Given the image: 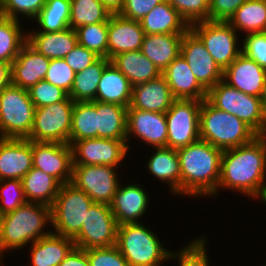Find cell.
Listing matches in <instances>:
<instances>
[{"mask_svg": "<svg viewBox=\"0 0 266 266\" xmlns=\"http://www.w3.org/2000/svg\"><path fill=\"white\" fill-rule=\"evenodd\" d=\"M174 98L165 78L160 77L132 86V97L128 108L166 113Z\"/></svg>", "mask_w": 266, "mask_h": 266, "instance_id": "cb8c5ba5", "label": "cell"}, {"mask_svg": "<svg viewBox=\"0 0 266 266\" xmlns=\"http://www.w3.org/2000/svg\"><path fill=\"white\" fill-rule=\"evenodd\" d=\"M34 112L28 90L13 84L4 88L0 94V138L27 139Z\"/></svg>", "mask_w": 266, "mask_h": 266, "instance_id": "ba28073f", "label": "cell"}, {"mask_svg": "<svg viewBox=\"0 0 266 266\" xmlns=\"http://www.w3.org/2000/svg\"><path fill=\"white\" fill-rule=\"evenodd\" d=\"M90 266H129L116 245L107 248L86 249Z\"/></svg>", "mask_w": 266, "mask_h": 266, "instance_id": "c3c4849f", "label": "cell"}, {"mask_svg": "<svg viewBox=\"0 0 266 266\" xmlns=\"http://www.w3.org/2000/svg\"><path fill=\"white\" fill-rule=\"evenodd\" d=\"M206 100L215 108L235 115L258 135L266 130V112L260 97L244 94L220 80L207 91Z\"/></svg>", "mask_w": 266, "mask_h": 266, "instance_id": "8992f818", "label": "cell"}, {"mask_svg": "<svg viewBox=\"0 0 266 266\" xmlns=\"http://www.w3.org/2000/svg\"><path fill=\"white\" fill-rule=\"evenodd\" d=\"M12 84V63L0 61V94Z\"/></svg>", "mask_w": 266, "mask_h": 266, "instance_id": "db71d44e", "label": "cell"}, {"mask_svg": "<svg viewBox=\"0 0 266 266\" xmlns=\"http://www.w3.org/2000/svg\"><path fill=\"white\" fill-rule=\"evenodd\" d=\"M97 101L75 102L70 141L97 138Z\"/></svg>", "mask_w": 266, "mask_h": 266, "instance_id": "8d00e7d4", "label": "cell"}, {"mask_svg": "<svg viewBox=\"0 0 266 266\" xmlns=\"http://www.w3.org/2000/svg\"><path fill=\"white\" fill-rule=\"evenodd\" d=\"M132 97V85L128 78L109 62L98 83L95 101L128 107Z\"/></svg>", "mask_w": 266, "mask_h": 266, "instance_id": "f1b7e54d", "label": "cell"}, {"mask_svg": "<svg viewBox=\"0 0 266 266\" xmlns=\"http://www.w3.org/2000/svg\"><path fill=\"white\" fill-rule=\"evenodd\" d=\"M210 0H169L180 16L190 26L193 23L209 20Z\"/></svg>", "mask_w": 266, "mask_h": 266, "instance_id": "f6af8a7d", "label": "cell"}, {"mask_svg": "<svg viewBox=\"0 0 266 266\" xmlns=\"http://www.w3.org/2000/svg\"><path fill=\"white\" fill-rule=\"evenodd\" d=\"M175 99L203 101L207 91L199 84L188 63L180 54L162 72Z\"/></svg>", "mask_w": 266, "mask_h": 266, "instance_id": "603a6c76", "label": "cell"}, {"mask_svg": "<svg viewBox=\"0 0 266 266\" xmlns=\"http://www.w3.org/2000/svg\"><path fill=\"white\" fill-rule=\"evenodd\" d=\"M184 34H145L141 52L163 72L180 55Z\"/></svg>", "mask_w": 266, "mask_h": 266, "instance_id": "f546056e", "label": "cell"}, {"mask_svg": "<svg viewBox=\"0 0 266 266\" xmlns=\"http://www.w3.org/2000/svg\"><path fill=\"white\" fill-rule=\"evenodd\" d=\"M127 140L91 138L69 141L73 165H109L119 167L130 154ZM120 164V165H119Z\"/></svg>", "mask_w": 266, "mask_h": 266, "instance_id": "5bb4252c", "label": "cell"}, {"mask_svg": "<svg viewBox=\"0 0 266 266\" xmlns=\"http://www.w3.org/2000/svg\"><path fill=\"white\" fill-rule=\"evenodd\" d=\"M110 13L100 0H71L69 26L77 29L83 25L106 22Z\"/></svg>", "mask_w": 266, "mask_h": 266, "instance_id": "f35d334b", "label": "cell"}, {"mask_svg": "<svg viewBox=\"0 0 266 266\" xmlns=\"http://www.w3.org/2000/svg\"><path fill=\"white\" fill-rule=\"evenodd\" d=\"M45 3L46 0H0V15L18 21L23 20V16L33 22Z\"/></svg>", "mask_w": 266, "mask_h": 266, "instance_id": "7bdbcfd3", "label": "cell"}, {"mask_svg": "<svg viewBox=\"0 0 266 266\" xmlns=\"http://www.w3.org/2000/svg\"><path fill=\"white\" fill-rule=\"evenodd\" d=\"M119 184L110 204L111 211L118 226L123 224L141 223L143 215L148 211L150 196L144 185L133 183ZM141 220H140V219Z\"/></svg>", "mask_w": 266, "mask_h": 266, "instance_id": "ac0fdd59", "label": "cell"}, {"mask_svg": "<svg viewBox=\"0 0 266 266\" xmlns=\"http://www.w3.org/2000/svg\"><path fill=\"white\" fill-rule=\"evenodd\" d=\"M199 135L200 139L222 150L248 144L258 136L245 122L215 108L206 99L200 108Z\"/></svg>", "mask_w": 266, "mask_h": 266, "instance_id": "277c9868", "label": "cell"}, {"mask_svg": "<svg viewBox=\"0 0 266 266\" xmlns=\"http://www.w3.org/2000/svg\"><path fill=\"white\" fill-rule=\"evenodd\" d=\"M223 150L199 139L177 149L181 172V195L209 197L217 191Z\"/></svg>", "mask_w": 266, "mask_h": 266, "instance_id": "7a4b0ae2", "label": "cell"}, {"mask_svg": "<svg viewBox=\"0 0 266 266\" xmlns=\"http://www.w3.org/2000/svg\"><path fill=\"white\" fill-rule=\"evenodd\" d=\"M100 57L93 51L77 43L63 59L75 72H80L96 62Z\"/></svg>", "mask_w": 266, "mask_h": 266, "instance_id": "681fc988", "label": "cell"}, {"mask_svg": "<svg viewBox=\"0 0 266 266\" xmlns=\"http://www.w3.org/2000/svg\"><path fill=\"white\" fill-rule=\"evenodd\" d=\"M260 99H261V104L263 106V109L266 112V77H265V83H264V87H263V92H262V95H261Z\"/></svg>", "mask_w": 266, "mask_h": 266, "instance_id": "9f6ffc18", "label": "cell"}, {"mask_svg": "<svg viewBox=\"0 0 266 266\" xmlns=\"http://www.w3.org/2000/svg\"><path fill=\"white\" fill-rule=\"evenodd\" d=\"M94 201L72 183L61 184L51 206V231L74 239L85 222L86 213Z\"/></svg>", "mask_w": 266, "mask_h": 266, "instance_id": "52a82bcc", "label": "cell"}, {"mask_svg": "<svg viewBox=\"0 0 266 266\" xmlns=\"http://www.w3.org/2000/svg\"><path fill=\"white\" fill-rule=\"evenodd\" d=\"M32 168V141L0 138V181L22 179Z\"/></svg>", "mask_w": 266, "mask_h": 266, "instance_id": "d6986e66", "label": "cell"}, {"mask_svg": "<svg viewBox=\"0 0 266 266\" xmlns=\"http://www.w3.org/2000/svg\"><path fill=\"white\" fill-rule=\"evenodd\" d=\"M59 266H90L84 249L74 247Z\"/></svg>", "mask_w": 266, "mask_h": 266, "instance_id": "f5cc1de1", "label": "cell"}, {"mask_svg": "<svg viewBox=\"0 0 266 266\" xmlns=\"http://www.w3.org/2000/svg\"><path fill=\"white\" fill-rule=\"evenodd\" d=\"M21 180L27 202L53 205L61 186L56 178L33 167Z\"/></svg>", "mask_w": 266, "mask_h": 266, "instance_id": "1f68e13d", "label": "cell"}, {"mask_svg": "<svg viewBox=\"0 0 266 266\" xmlns=\"http://www.w3.org/2000/svg\"><path fill=\"white\" fill-rule=\"evenodd\" d=\"M71 0H46L42 10L33 22L39 27L36 31L58 32L69 28Z\"/></svg>", "mask_w": 266, "mask_h": 266, "instance_id": "74e56055", "label": "cell"}, {"mask_svg": "<svg viewBox=\"0 0 266 266\" xmlns=\"http://www.w3.org/2000/svg\"><path fill=\"white\" fill-rule=\"evenodd\" d=\"M109 165H73L71 183L94 203L110 205L121 183L117 169ZM120 177V178H119Z\"/></svg>", "mask_w": 266, "mask_h": 266, "instance_id": "8fae6325", "label": "cell"}, {"mask_svg": "<svg viewBox=\"0 0 266 266\" xmlns=\"http://www.w3.org/2000/svg\"><path fill=\"white\" fill-rule=\"evenodd\" d=\"M144 34H184L190 26L168 2L156 5L140 21Z\"/></svg>", "mask_w": 266, "mask_h": 266, "instance_id": "83f0119b", "label": "cell"}, {"mask_svg": "<svg viewBox=\"0 0 266 266\" xmlns=\"http://www.w3.org/2000/svg\"><path fill=\"white\" fill-rule=\"evenodd\" d=\"M190 29L200 38L222 70L242 53V46L238 43L240 34L228 22L200 21L191 24Z\"/></svg>", "mask_w": 266, "mask_h": 266, "instance_id": "30bf717a", "label": "cell"}, {"mask_svg": "<svg viewBox=\"0 0 266 266\" xmlns=\"http://www.w3.org/2000/svg\"><path fill=\"white\" fill-rule=\"evenodd\" d=\"M27 203L21 179H5L0 181V214L15 211Z\"/></svg>", "mask_w": 266, "mask_h": 266, "instance_id": "b9f144b4", "label": "cell"}, {"mask_svg": "<svg viewBox=\"0 0 266 266\" xmlns=\"http://www.w3.org/2000/svg\"><path fill=\"white\" fill-rule=\"evenodd\" d=\"M27 42L50 60L63 59L78 43L76 31L70 27L58 32L27 30Z\"/></svg>", "mask_w": 266, "mask_h": 266, "instance_id": "484cf974", "label": "cell"}, {"mask_svg": "<svg viewBox=\"0 0 266 266\" xmlns=\"http://www.w3.org/2000/svg\"><path fill=\"white\" fill-rule=\"evenodd\" d=\"M118 224L110 205L93 203L86 213L80 233L73 239L75 247L107 248L116 245Z\"/></svg>", "mask_w": 266, "mask_h": 266, "instance_id": "4fadbf2b", "label": "cell"}, {"mask_svg": "<svg viewBox=\"0 0 266 266\" xmlns=\"http://www.w3.org/2000/svg\"><path fill=\"white\" fill-rule=\"evenodd\" d=\"M242 53L266 70V32L243 35Z\"/></svg>", "mask_w": 266, "mask_h": 266, "instance_id": "7dc6e473", "label": "cell"}, {"mask_svg": "<svg viewBox=\"0 0 266 266\" xmlns=\"http://www.w3.org/2000/svg\"><path fill=\"white\" fill-rule=\"evenodd\" d=\"M161 2V0H125L119 15L140 22L144 16Z\"/></svg>", "mask_w": 266, "mask_h": 266, "instance_id": "816d5d0a", "label": "cell"}, {"mask_svg": "<svg viewBox=\"0 0 266 266\" xmlns=\"http://www.w3.org/2000/svg\"><path fill=\"white\" fill-rule=\"evenodd\" d=\"M266 70L241 53L223 70V81L244 94L261 97Z\"/></svg>", "mask_w": 266, "mask_h": 266, "instance_id": "ffe728a7", "label": "cell"}, {"mask_svg": "<svg viewBox=\"0 0 266 266\" xmlns=\"http://www.w3.org/2000/svg\"><path fill=\"white\" fill-rule=\"evenodd\" d=\"M110 62L128 78L132 86L146 83L162 75L158 67L141 50L120 53Z\"/></svg>", "mask_w": 266, "mask_h": 266, "instance_id": "4dcf8cb0", "label": "cell"}, {"mask_svg": "<svg viewBox=\"0 0 266 266\" xmlns=\"http://www.w3.org/2000/svg\"><path fill=\"white\" fill-rule=\"evenodd\" d=\"M144 223L123 224L117 229L116 246L129 266H164L171 249Z\"/></svg>", "mask_w": 266, "mask_h": 266, "instance_id": "5b68a950", "label": "cell"}, {"mask_svg": "<svg viewBox=\"0 0 266 266\" xmlns=\"http://www.w3.org/2000/svg\"><path fill=\"white\" fill-rule=\"evenodd\" d=\"M50 59L35 50L27 41L12 62V84L23 89H30L45 79Z\"/></svg>", "mask_w": 266, "mask_h": 266, "instance_id": "44dd1931", "label": "cell"}, {"mask_svg": "<svg viewBox=\"0 0 266 266\" xmlns=\"http://www.w3.org/2000/svg\"><path fill=\"white\" fill-rule=\"evenodd\" d=\"M137 137L138 141L150 145V148L167 147V123L165 113L127 109V147L130 137ZM130 145V146H129Z\"/></svg>", "mask_w": 266, "mask_h": 266, "instance_id": "e0dca14e", "label": "cell"}, {"mask_svg": "<svg viewBox=\"0 0 266 266\" xmlns=\"http://www.w3.org/2000/svg\"><path fill=\"white\" fill-rule=\"evenodd\" d=\"M75 78V72L64 59H51L45 80L70 93Z\"/></svg>", "mask_w": 266, "mask_h": 266, "instance_id": "bcb514c9", "label": "cell"}, {"mask_svg": "<svg viewBox=\"0 0 266 266\" xmlns=\"http://www.w3.org/2000/svg\"><path fill=\"white\" fill-rule=\"evenodd\" d=\"M223 189L266 201V145L259 135L248 144L223 150L220 179L212 197Z\"/></svg>", "mask_w": 266, "mask_h": 266, "instance_id": "6da1fadb", "label": "cell"}, {"mask_svg": "<svg viewBox=\"0 0 266 266\" xmlns=\"http://www.w3.org/2000/svg\"><path fill=\"white\" fill-rule=\"evenodd\" d=\"M109 62L110 60L106 57H100L83 71L75 73L72 89L68 96L74 102L95 101L98 83Z\"/></svg>", "mask_w": 266, "mask_h": 266, "instance_id": "e575fe53", "label": "cell"}, {"mask_svg": "<svg viewBox=\"0 0 266 266\" xmlns=\"http://www.w3.org/2000/svg\"><path fill=\"white\" fill-rule=\"evenodd\" d=\"M1 219H2V215L0 214V231H1Z\"/></svg>", "mask_w": 266, "mask_h": 266, "instance_id": "680465c9", "label": "cell"}, {"mask_svg": "<svg viewBox=\"0 0 266 266\" xmlns=\"http://www.w3.org/2000/svg\"><path fill=\"white\" fill-rule=\"evenodd\" d=\"M74 101H64L35 108L31 133L27 140L69 144Z\"/></svg>", "mask_w": 266, "mask_h": 266, "instance_id": "9c48e42d", "label": "cell"}, {"mask_svg": "<svg viewBox=\"0 0 266 266\" xmlns=\"http://www.w3.org/2000/svg\"><path fill=\"white\" fill-rule=\"evenodd\" d=\"M9 17L0 15V61L12 63L27 41L25 26Z\"/></svg>", "mask_w": 266, "mask_h": 266, "instance_id": "d590c367", "label": "cell"}, {"mask_svg": "<svg viewBox=\"0 0 266 266\" xmlns=\"http://www.w3.org/2000/svg\"><path fill=\"white\" fill-rule=\"evenodd\" d=\"M78 44L108 59V20L75 29Z\"/></svg>", "mask_w": 266, "mask_h": 266, "instance_id": "ab89813d", "label": "cell"}, {"mask_svg": "<svg viewBox=\"0 0 266 266\" xmlns=\"http://www.w3.org/2000/svg\"><path fill=\"white\" fill-rule=\"evenodd\" d=\"M150 157H147L148 173L160 183L168 184L169 193L181 197V172L179 157L176 149L167 147L152 148ZM171 191V192H170Z\"/></svg>", "mask_w": 266, "mask_h": 266, "instance_id": "d4e9b609", "label": "cell"}, {"mask_svg": "<svg viewBox=\"0 0 266 266\" xmlns=\"http://www.w3.org/2000/svg\"><path fill=\"white\" fill-rule=\"evenodd\" d=\"M247 0H210L209 21L228 22L235 11Z\"/></svg>", "mask_w": 266, "mask_h": 266, "instance_id": "f907efd6", "label": "cell"}, {"mask_svg": "<svg viewBox=\"0 0 266 266\" xmlns=\"http://www.w3.org/2000/svg\"><path fill=\"white\" fill-rule=\"evenodd\" d=\"M51 225V207L27 202L15 211L2 215L0 231V266H3L5 253L19 251L30 243L49 235L45 230ZM29 244V245H28ZM3 257V258H2Z\"/></svg>", "mask_w": 266, "mask_h": 266, "instance_id": "3957f363", "label": "cell"}, {"mask_svg": "<svg viewBox=\"0 0 266 266\" xmlns=\"http://www.w3.org/2000/svg\"><path fill=\"white\" fill-rule=\"evenodd\" d=\"M104 8L110 13V15L119 14L124 6L125 0H100Z\"/></svg>", "mask_w": 266, "mask_h": 266, "instance_id": "11a10c76", "label": "cell"}, {"mask_svg": "<svg viewBox=\"0 0 266 266\" xmlns=\"http://www.w3.org/2000/svg\"><path fill=\"white\" fill-rule=\"evenodd\" d=\"M144 31L139 21L130 20L119 14L108 19V59L130 51L141 50Z\"/></svg>", "mask_w": 266, "mask_h": 266, "instance_id": "7402d4cb", "label": "cell"}, {"mask_svg": "<svg viewBox=\"0 0 266 266\" xmlns=\"http://www.w3.org/2000/svg\"><path fill=\"white\" fill-rule=\"evenodd\" d=\"M33 167L52 175L61 184L71 183L72 149L69 144L32 141Z\"/></svg>", "mask_w": 266, "mask_h": 266, "instance_id": "2e32d148", "label": "cell"}, {"mask_svg": "<svg viewBox=\"0 0 266 266\" xmlns=\"http://www.w3.org/2000/svg\"><path fill=\"white\" fill-rule=\"evenodd\" d=\"M228 23L238 32H266V0H247L229 19Z\"/></svg>", "mask_w": 266, "mask_h": 266, "instance_id": "836d02e7", "label": "cell"}, {"mask_svg": "<svg viewBox=\"0 0 266 266\" xmlns=\"http://www.w3.org/2000/svg\"><path fill=\"white\" fill-rule=\"evenodd\" d=\"M127 109L97 101V138L127 140Z\"/></svg>", "mask_w": 266, "mask_h": 266, "instance_id": "d6a6232c", "label": "cell"}, {"mask_svg": "<svg viewBox=\"0 0 266 266\" xmlns=\"http://www.w3.org/2000/svg\"><path fill=\"white\" fill-rule=\"evenodd\" d=\"M29 96L35 108L64 101L68 93L62 88L55 86L48 81L41 80L28 89Z\"/></svg>", "mask_w": 266, "mask_h": 266, "instance_id": "ee69618b", "label": "cell"}, {"mask_svg": "<svg viewBox=\"0 0 266 266\" xmlns=\"http://www.w3.org/2000/svg\"><path fill=\"white\" fill-rule=\"evenodd\" d=\"M206 235L198 237L196 239L189 240V243L179 250L171 249L169 261L177 260L179 266H210L209 257L207 256V238ZM171 259V260H170Z\"/></svg>", "mask_w": 266, "mask_h": 266, "instance_id": "60d3db41", "label": "cell"}, {"mask_svg": "<svg viewBox=\"0 0 266 266\" xmlns=\"http://www.w3.org/2000/svg\"><path fill=\"white\" fill-rule=\"evenodd\" d=\"M75 247L73 239L51 232L31 243V266H59Z\"/></svg>", "mask_w": 266, "mask_h": 266, "instance_id": "4316f807", "label": "cell"}, {"mask_svg": "<svg viewBox=\"0 0 266 266\" xmlns=\"http://www.w3.org/2000/svg\"><path fill=\"white\" fill-rule=\"evenodd\" d=\"M202 101L176 99L165 113L167 148L179 149L200 139L199 116Z\"/></svg>", "mask_w": 266, "mask_h": 266, "instance_id": "7c38bea8", "label": "cell"}, {"mask_svg": "<svg viewBox=\"0 0 266 266\" xmlns=\"http://www.w3.org/2000/svg\"><path fill=\"white\" fill-rule=\"evenodd\" d=\"M259 136L262 138V140L264 141V143L266 145V130L263 131Z\"/></svg>", "mask_w": 266, "mask_h": 266, "instance_id": "6f0895ef", "label": "cell"}, {"mask_svg": "<svg viewBox=\"0 0 266 266\" xmlns=\"http://www.w3.org/2000/svg\"><path fill=\"white\" fill-rule=\"evenodd\" d=\"M180 54L188 63L196 80L206 91L223 79V70L190 28L183 35Z\"/></svg>", "mask_w": 266, "mask_h": 266, "instance_id": "9a60e30c", "label": "cell"}]
</instances>
